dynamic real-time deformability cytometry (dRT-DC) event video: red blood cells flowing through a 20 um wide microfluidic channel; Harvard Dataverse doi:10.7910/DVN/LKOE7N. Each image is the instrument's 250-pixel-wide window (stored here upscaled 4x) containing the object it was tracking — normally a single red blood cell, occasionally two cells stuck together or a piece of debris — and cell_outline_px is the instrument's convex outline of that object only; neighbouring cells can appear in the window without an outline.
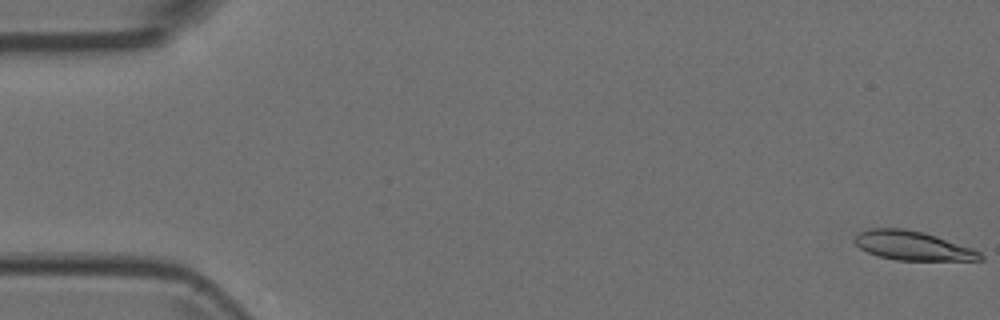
{"species": "Egyptian fruit bat (a non-hibernating species)", "species_latin": "Rousettus aegyptiacus", "temperature_condition": "room temperature", "stored_images_in_passage": 6, "camera_frame_rate_fps": 3000, "um_per_image_px": 0.085, "animal": {"sex": "female"}, "frame": {"image": 1, "passage_image": 1, "time_ms": 0.0, "image_size_px": [1000, 320], "cell_outline_px": [[984, 260], [896, 260], [880, 256], [868, 252], [860, 248], [852, 240], [860, 232], [868, 228], [904, 228], [924, 232], [972, 248], [980, 252], [984, 256]], "centroid_in_image_um": [77.57, 20.88], "position_along_channel_um": 7.4, "area_um2": 21.21}}